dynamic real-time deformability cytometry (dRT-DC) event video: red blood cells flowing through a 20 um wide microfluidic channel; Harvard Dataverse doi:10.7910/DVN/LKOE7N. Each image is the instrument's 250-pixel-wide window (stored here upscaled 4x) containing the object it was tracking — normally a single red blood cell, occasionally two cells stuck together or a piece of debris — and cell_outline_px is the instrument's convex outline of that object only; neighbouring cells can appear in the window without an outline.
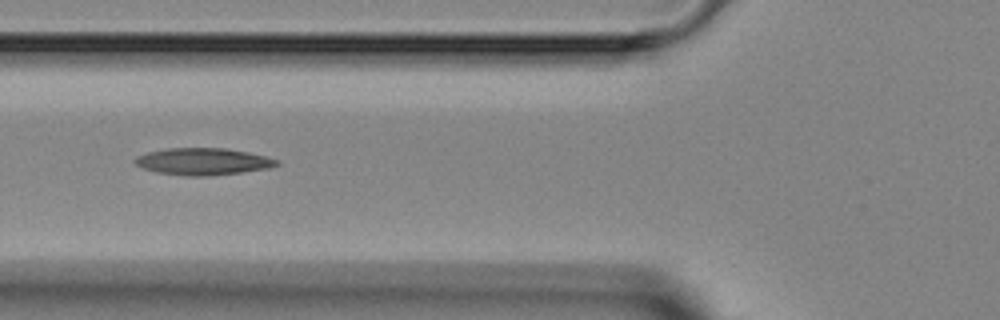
{"species": "Egyptian fruit bat (a non-hibernating species)", "species_latin": "Rousettus aegyptiacus", "temperature_condition": "room temperature", "stored_images_in_passage": 2, "camera_frame_rate_fps": 3000, "um_per_image_px": 0.085, "animal": {"sex": "female"}, "frame": {"image": 1, "passage_image": 2, "time_ms": 1.0, "image_size_px": [1000, 320], "cell_outline_px": [[280, 164], [268, 168], [244, 172], [208, 176], [184, 176], [156, 172], [144, 168], [136, 164], [132, 160], [136, 156], [148, 152], [168, 148], [224, 148], [248, 152], [280, 160]], "centroid_in_image_um": [17.25, 13.73], "position_along_channel_um": 108.5, "area_um2": 22.31}}